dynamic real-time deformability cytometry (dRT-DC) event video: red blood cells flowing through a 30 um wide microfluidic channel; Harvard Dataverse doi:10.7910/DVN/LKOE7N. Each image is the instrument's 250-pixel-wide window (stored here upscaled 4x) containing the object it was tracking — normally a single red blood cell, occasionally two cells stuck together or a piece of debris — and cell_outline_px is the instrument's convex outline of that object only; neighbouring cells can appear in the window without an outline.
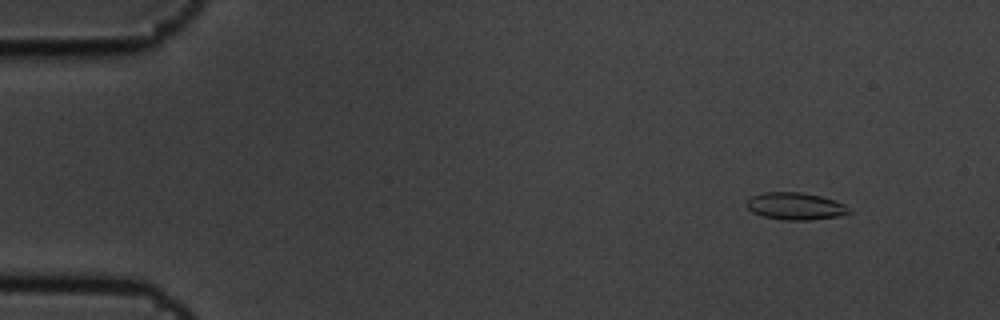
{"species": "common noctule bat (a hibernating species)", "species_latin": "Nyctalus noctula", "temperature_condition": "cold", "stored_images_in_passage": 5, "camera_frame_rate_fps": 3000, "um_per_image_px": 0.085, "animal": {"sex": "male", "body_mass_g": 19.5, "forearm_length_mm": 54.6}, "frame": {"image": 1, "passage_image": 2, "time_ms": 0.333, "image_size_px": [1000, 320], "cell_outline_px": [[852, 212], [836, 216], [808, 220], [780, 220], [764, 216], [752, 212], [744, 204], [752, 196], [764, 192], [800, 192], [820, 196], [844, 204]], "centroid_in_image_um": [67.56, 17.52], "position_along_channel_um": 17.4, "area_um2": 16.07}}
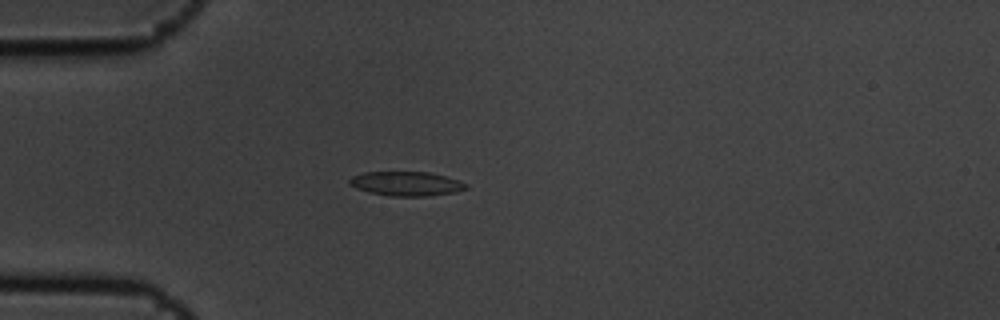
{"frame": {"image": 2, "passage_image": 5, "time_ms": 1.333, "image_size_px": [1000, 320], "cell_outline_px": [[468, 188], [456, 192], [428, 196], [388, 196], [368, 192], [356, 188], [348, 184], [348, 180], [352, 176], [364, 172], [428, 172], [460, 180], [468, 184]], "centroid_in_image_um": [34.53, 15.62], "position_along_channel_um": 50.5, "area_um2": 16.65}}